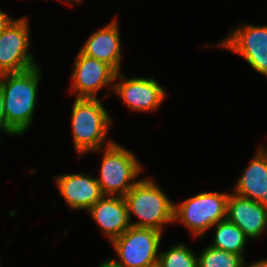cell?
<instances>
[{"instance_id": "30bf717a", "label": "cell", "mask_w": 267, "mask_h": 267, "mask_svg": "<svg viewBox=\"0 0 267 267\" xmlns=\"http://www.w3.org/2000/svg\"><path fill=\"white\" fill-rule=\"evenodd\" d=\"M120 79V83L113 85L115 92L124 101L132 112H147L158 110L165 100L167 93L154 78L134 77L127 79L121 72H116L114 82Z\"/></svg>"}, {"instance_id": "5bb4252c", "label": "cell", "mask_w": 267, "mask_h": 267, "mask_svg": "<svg viewBox=\"0 0 267 267\" xmlns=\"http://www.w3.org/2000/svg\"><path fill=\"white\" fill-rule=\"evenodd\" d=\"M117 18L95 31L80 49L86 56L103 61L116 72L121 69V39Z\"/></svg>"}, {"instance_id": "9c48e42d", "label": "cell", "mask_w": 267, "mask_h": 267, "mask_svg": "<svg viewBox=\"0 0 267 267\" xmlns=\"http://www.w3.org/2000/svg\"><path fill=\"white\" fill-rule=\"evenodd\" d=\"M72 71L70 89L72 94L76 93V98H97V92L106 85L109 91L113 90L116 71L103 61L79 51Z\"/></svg>"}, {"instance_id": "ba28073f", "label": "cell", "mask_w": 267, "mask_h": 267, "mask_svg": "<svg viewBox=\"0 0 267 267\" xmlns=\"http://www.w3.org/2000/svg\"><path fill=\"white\" fill-rule=\"evenodd\" d=\"M215 46L238 53L267 78V25L241 24Z\"/></svg>"}, {"instance_id": "8992f818", "label": "cell", "mask_w": 267, "mask_h": 267, "mask_svg": "<svg viewBox=\"0 0 267 267\" xmlns=\"http://www.w3.org/2000/svg\"><path fill=\"white\" fill-rule=\"evenodd\" d=\"M162 233L153 228L130 226L111 242L118 255L109 260L117 267H156Z\"/></svg>"}, {"instance_id": "52a82bcc", "label": "cell", "mask_w": 267, "mask_h": 267, "mask_svg": "<svg viewBox=\"0 0 267 267\" xmlns=\"http://www.w3.org/2000/svg\"><path fill=\"white\" fill-rule=\"evenodd\" d=\"M28 17L13 20L0 34V75L29 70L38 64L30 49Z\"/></svg>"}, {"instance_id": "3957f363", "label": "cell", "mask_w": 267, "mask_h": 267, "mask_svg": "<svg viewBox=\"0 0 267 267\" xmlns=\"http://www.w3.org/2000/svg\"><path fill=\"white\" fill-rule=\"evenodd\" d=\"M131 226L153 228L160 232L174 223V204L152 178L139 180L124 196ZM131 214L139 221L132 223Z\"/></svg>"}, {"instance_id": "277c9868", "label": "cell", "mask_w": 267, "mask_h": 267, "mask_svg": "<svg viewBox=\"0 0 267 267\" xmlns=\"http://www.w3.org/2000/svg\"><path fill=\"white\" fill-rule=\"evenodd\" d=\"M95 151L103 153L100 177L96 178L102 194L124 197L139 181L135 178L143 168L140 161L116 142Z\"/></svg>"}, {"instance_id": "8fae6325", "label": "cell", "mask_w": 267, "mask_h": 267, "mask_svg": "<svg viewBox=\"0 0 267 267\" xmlns=\"http://www.w3.org/2000/svg\"><path fill=\"white\" fill-rule=\"evenodd\" d=\"M226 219L238 226L247 238L256 239L267 227V207L232 192L227 199Z\"/></svg>"}, {"instance_id": "6da1fadb", "label": "cell", "mask_w": 267, "mask_h": 267, "mask_svg": "<svg viewBox=\"0 0 267 267\" xmlns=\"http://www.w3.org/2000/svg\"><path fill=\"white\" fill-rule=\"evenodd\" d=\"M40 68L37 65L23 72L0 75L6 121L18 135L25 133L33 120L42 78Z\"/></svg>"}, {"instance_id": "7402d4cb", "label": "cell", "mask_w": 267, "mask_h": 267, "mask_svg": "<svg viewBox=\"0 0 267 267\" xmlns=\"http://www.w3.org/2000/svg\"><path fill=\"white\" fill-rule=\"evenodd\" d=\"M98 267H117L116 265H114L109 259L100 263V265Z\"/></svg>"}, {"instance_id": "5b68a950", "label": "cell", "mask_w": 267, "mask_h": 267, "mask_svg": "<svg viewBox=\"0 0 267 267\" xmlns=\"http://www.w3.org/2000/svg\"><path fill=\"white\" fill-rule=\"evenodd\" d=\"M229 193L201 192L174 204V223L179 222L202 239L209 228L226 219Z\"/></svg>"}, {"instance_id": "603a6c76", "label": "cell", "mask_w": 267, "mask_h": 267, "mask_svg": "<svg viewBox=\"0 0 267 267\" xmlns=\"http://www.w3.org/2000/svg\"><path fill=\"white\" fill-rule=\"evenodd\" d=\"M64 1L66 3L68 2V4H69V2L73 3V1L80 4L83 0H64Z\"/></svg>"}, {"instance_id": "44dd1931", "label": "cell", "mask_w": 267, "mask_h": 267, "mask_svg": "<svg viewBox=\"0 0 267 267\" xmlns=\"http://www.w3.org/2000/svg\"><path fill=\"white\" fill-rule=\"evenodd\" d=\"M245 267H267V259H264V260L262 259L250 265L245 264Z\"/></svg>"}, {"instance_id": "7a4b0ae2", "label": "cell", "mask_w": 267, "mask_h": 267, "mask_svg": "<svg viewBox=\"0 0 267 267\" xmlns=\"http://www.w3.org/2000/svg\"><path fill=\"white\" fill-rule=\"evenodd\" d=\"M101 100L99 98H75L71 124L74 147L79 155L95 152L114 142L113 140L105 142L108 131L111 129L112 119Z\"/></svg>"}, {"instance_id": "4fadbf2b", "label": "cell", "mask_w": 267, "mask_h": 267, "mask_svg": "<svg viewBox=\"0 0 267 267\" xmlns=\"http://www.w3.org/2000/svg\"><path fill=\"white\" fill-rule=\"evenodd\" d=\"M87 211L110 242L121 236L131 226L127 205L122 196L103 195Z\"/></svg>"}, {"instance_id": "9a60e30c", "label": "cell", "mask_w": 267, "mask_h": 267, "mask_svg": "<svg viewBox=\"0 0 267 267\" xmlns=\"http://www.w3.org/2000/svg\"><path fill=\"white\" fill-rule=\"evenodd\" d=\"M232 192L267 207V149L260 145Z\"/></svg>"}, {"instance_id": "2e32d148", "label": "cell", "mask_w": 267, "mask_h": 267, "mask_svg": "<svg viewBox=\"0 0 267 267\" xmlns=\"http://www.w3.org/2000/svg\"><path fill=\"white\" fill-rule=\"evenodd\" d=\"M214 226L215 237L210 246L241 255L245 259L243 252L248 238L244 232L227 219L219 221Z\"/></svg>"}, {"instance_id": "7c38bea8", "label": "cell", "mask_w": 267, "mask_h": 267, "mask_svg": "<svg viewBox=\"0 0 267 267\" xmlns=\"http://www.w3.org/2000/svg\"><path fill=\"white\" fill-rule=\"evenodd\" d=\"M54 183L66 204L74 210H88L103 196L96 177L85 173L56 175Z\"/></svg>"}, {"instance_id": "ffe728a7", "label": "cell", "mask_w": 267, "mask_h": 267, "mask_svg": "<svg viewBox=\"0 0 267 267\" xmlns=\"http://www.w3.org/2000/svg\"><path fill=\"white\" fill-rule=\"evenodd\" d=\"M13 20V17L7 15L5 12L0 10V34L8 27V25Z\"/></svg>"}, {"instance_id": "ac0fdd59", "label": "cell", "mask_w": 267, "mask_h": 267, "mask_svg": "<svg viewBox=\"0 0 267 267\" xmlns=\"http://www.w3.org/2000/svg\"><path fill=\"white\" fill-rule=\"evenodd\" d=\"M158 267H198V256L182 243L171 246L166 252H160Z\"/></svg>"}, {"instance_id": "d6986e66", "label": "cell", "mask_w": 267, "mask_h": 267, "mask_svg": "<svg viewBox=\"0 0 267 267\" xmlns=\"http://www.w3.org/2000/svg\"><path fill=\"white\" fill-rule=\"evenodd\" d=\"M0 131L9 134L12 136H17L18 134L7 124L6 116L4 113V96H3V90L0 86Z\"/></svg>"}, {"instance_id": "e0dca14e", "label": "cell", "mask_w": 267, "mask_h": 267, "mask_svg": "<svg viewBox=\"0 0 267 267\" xmlns=\"http://www.w3.org/2000/svg\"><path fill=\"white\" fill-rule=\"evenodd\" d=\"M198 267H245V259L209 245L198 255Z\"/></svg>"}]
</instances>
